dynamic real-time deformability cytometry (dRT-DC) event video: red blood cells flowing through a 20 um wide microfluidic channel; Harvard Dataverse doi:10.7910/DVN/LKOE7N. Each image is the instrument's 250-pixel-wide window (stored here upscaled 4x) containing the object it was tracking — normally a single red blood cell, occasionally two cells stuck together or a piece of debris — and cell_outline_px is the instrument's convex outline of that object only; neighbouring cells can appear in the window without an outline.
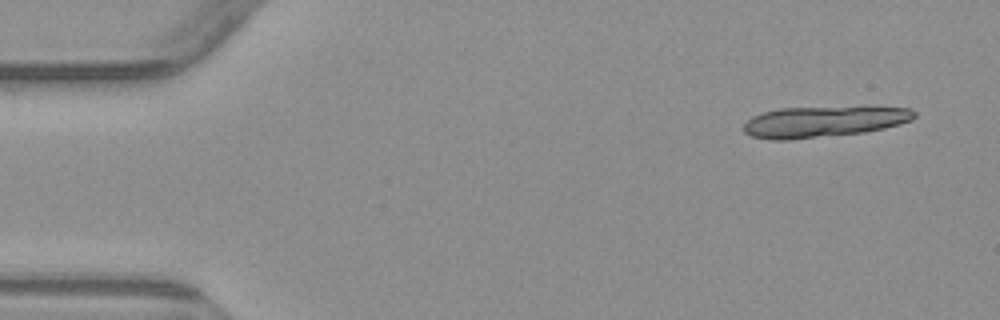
{"species": "common noctule bat (a hibernating species)", "species_latin": "Nyctalus noctula", "temperature_condition": "warm", "stored_images_in_passage": 5, "camera_frame_rate_fps": 3000, "um_per_image_px": 0.085, "animal": {"sex": "male", "body_mass_g": 23.1, "forearm_length_mm": 52.7}, "frame": {"image": 1, "passage_image": 1, "time_ms": 0.0, "image_size_px": [1000, 320], "cell_outline_px": [[916, 116], [912, 120], [900, 124], [884, 128], [864, 132], [792, 140], [772, 140], [752, 136], [744, 132], [744, 124], [752, 116], [764, 112], [780, 108], [912, 108], [916, 112]], "centroid_in_image_um": [69.97, 10.36], "position_along_channel_um": 15.0, "area_um2": 30.29}}